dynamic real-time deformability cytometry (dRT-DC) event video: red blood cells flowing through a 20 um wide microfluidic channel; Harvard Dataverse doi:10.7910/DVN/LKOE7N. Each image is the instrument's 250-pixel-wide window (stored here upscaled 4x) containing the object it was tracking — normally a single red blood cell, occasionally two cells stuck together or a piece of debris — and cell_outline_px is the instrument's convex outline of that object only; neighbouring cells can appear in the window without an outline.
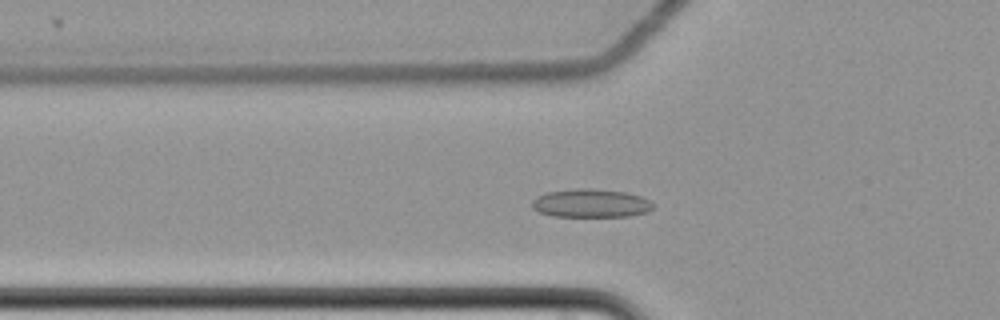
{"species": "common noctule bat (a hibernating species)", "species_latin": "Nyctalus noctula", "temperature_condition": "cold", "stored_images_in_passage": 51, "camera_frame_rate_fps": 3000, "um_per_image_px": 0.085, "animal": {"sex": "female", "body_mass_g": 22.7, "forearm_length_mm": 54.2}, "frame": {"image": 1, "passage_image": 12, "time_ms": 3.667, "image_size_px": [1000, 320], "cell_outline_px": [[656, 204], [648, 212], [628, 216], [552, 216], [540, 212], [532, 208], [532, 200], [536, 196], [548, 192], [576, 188], [588, 188], [628, 192], [640, 196]], "centroid_in_image_um": [50.23, 17.27], "position_along_channel_um": 75.6, "area_um2": 20.11}}
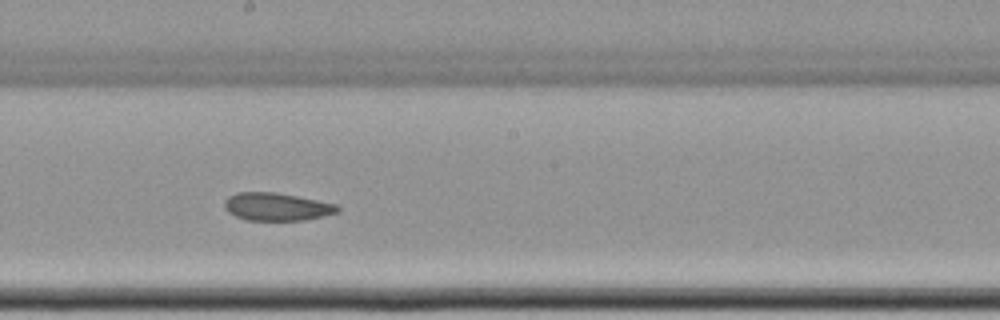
{"frame": {"image": 2, "passage_image": 25, "time_ms": 8.0, "image_size_px": [1000, 320], "cell_outline_px": [[340, 212], [324, 216], [304, 220], [248, 220], [236, 216], [228, 212], [224, 208], [224, 200], [228, 196], [236, 192], [276, 192], [336, 204], [340, 208]], "centroid_in_image_um": [23.51, 17.57], "position_along_channel_um": 224.7, "area_um2": 18.38}}
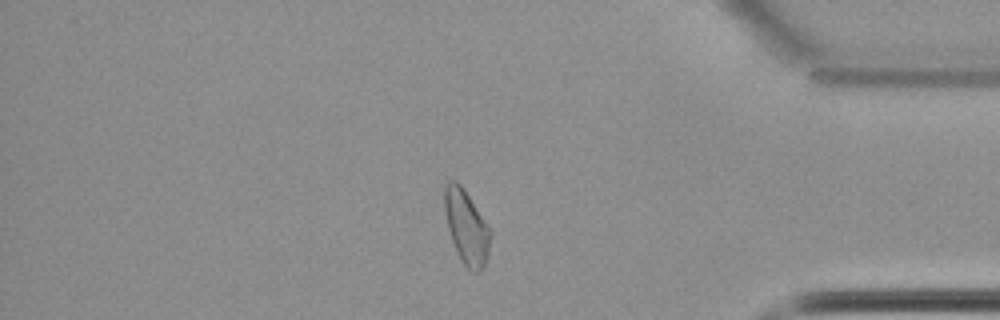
{"frame": {"image": 3, "passage_image": 42, "time_ms": 13.667, "image_size_px": [1000, 320], "cell_outline_px": [[492, 232], [488, 252], [484, 264], [476, 272], [472, 272], [460, 260], [456, 252], [448, 228], [444, 212], [444, 184], [448, 180], [456, 180], [460, 184], [488, 224]], "centroid_in_image_um": [39.62, 19.26], "position_along_channel_um": 395.6, "area_um2": 19.71}, "authors_computed_cell_mechanics": {"area_um2": 19.5364, "velocity_mm_per_s": 3.4629, "shape_relaxation_time_tau1_ms": null, "shape_relaxation_time_tau2_ms": 3.9403, "deformation_change_tau1": null, "deformation_change_tau2": 0.0836}}